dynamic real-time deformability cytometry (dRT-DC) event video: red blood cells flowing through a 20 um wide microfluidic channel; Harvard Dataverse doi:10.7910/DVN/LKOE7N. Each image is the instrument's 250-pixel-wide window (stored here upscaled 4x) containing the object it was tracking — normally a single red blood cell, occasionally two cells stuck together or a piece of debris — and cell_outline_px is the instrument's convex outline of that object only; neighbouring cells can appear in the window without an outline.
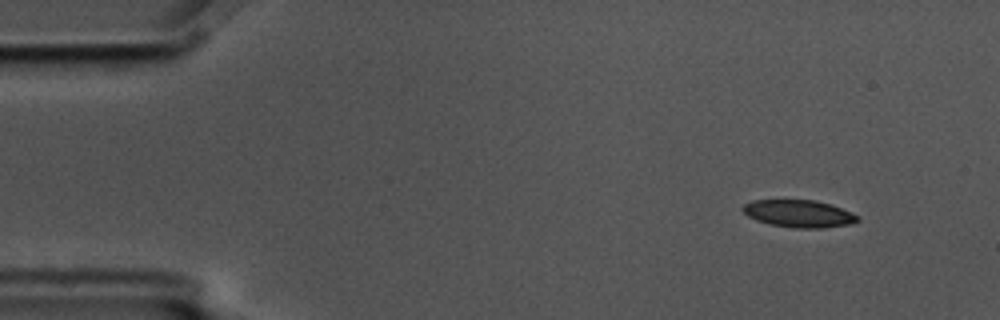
{"species": "common noctule bat (a hibernating species)", "species_latin": "Nyctalus noctula", "temperature_condition": "cold", "stored_images_in_passage": 3, "camera_frame_rate_fps": 3000, "um_per_image_px": 0.085, "animal": {"sex": "male", "body_mass_g": 17.5, "forearm_length_mm": 52.3}, "frame": {"image": 1, "passage_image": 1, "time_ms": 0.0, "image_size_px": [1000, 320], "cell_outline_px": [[860, 220], [852, 224], [824, 228], [796, 228], [772, 224], [756, 220], [748, 216], [740, 208], [744, 204], [752, 200], [816, 200], [832, 204], [852, 212], [860, 216]], "centroid_in_image_um": [67.95, 18.15], "position_along_channel_um": 17.0, "area_um2": 18.5}}
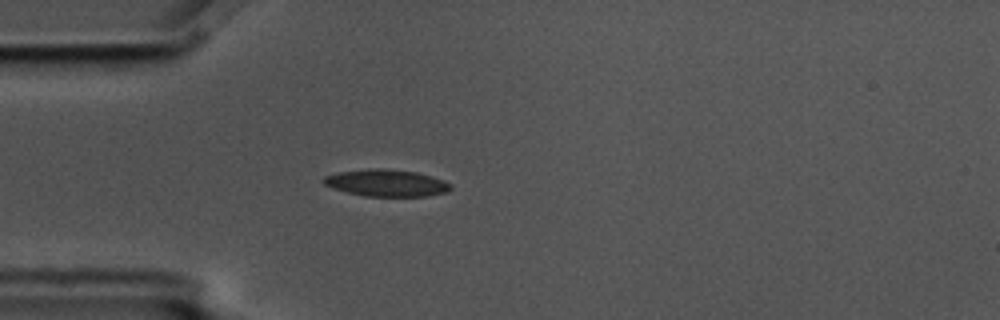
{"frame": {"image": 2, "passage_image": 3, "time_ms": 0.667, "image_size_px": [1000, 320], "cell_outline_px": [[452, 188], [448, 192], [428, 196], [364, 196], [332, 188], [324, 184], [320, 180], [324, 176], [336, 172], [376, 168], [384, 168], [416, 172], [444, 180], [452, 184]], "centroid_in_image_um": [32.84, 15.55], "position_along_channel_um": 52.2, "area_um2": 20.06}}